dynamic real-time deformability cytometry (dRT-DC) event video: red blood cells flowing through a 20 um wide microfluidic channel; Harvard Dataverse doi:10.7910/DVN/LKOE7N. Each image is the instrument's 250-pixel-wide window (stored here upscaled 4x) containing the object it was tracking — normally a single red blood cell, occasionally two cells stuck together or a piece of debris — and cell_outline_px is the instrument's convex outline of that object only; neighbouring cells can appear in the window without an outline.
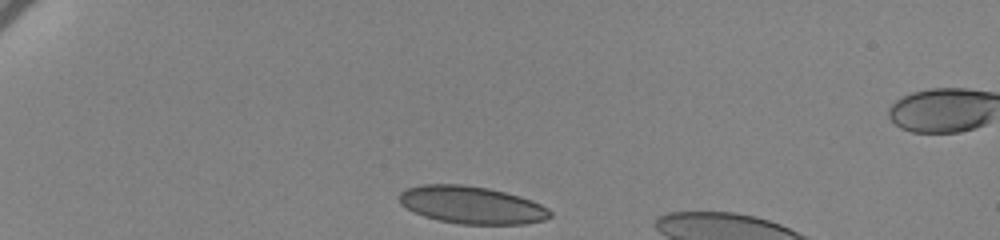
{"species": "human", "species_latin": "Homo sapiens", "temperature_condition": "cold", "stored_images_in_passage": 38, "camera_frame_rate_fps": 3000, "um_per_image_px": 0.085, "donor": {"sex": "female"}, "frame": {"image": 1, "passage_image": 1, "time_ms": 0.0, "image_size_px": [1000, 240], "cell_outline_px": [[552, 216], [544, 220], [524, 224], [460, 224], [436, 220], [424, 216], [400, 204], [400, 192], [408, 188], [424, 184], [460, 184], [488, 188], [520, 196], [532, 200], [548, 208], [552, 212]], "centroid_in_image_um": [40.12, 17.43], "position_along_channel_um": 44.9, "area_um2": 32.89}}
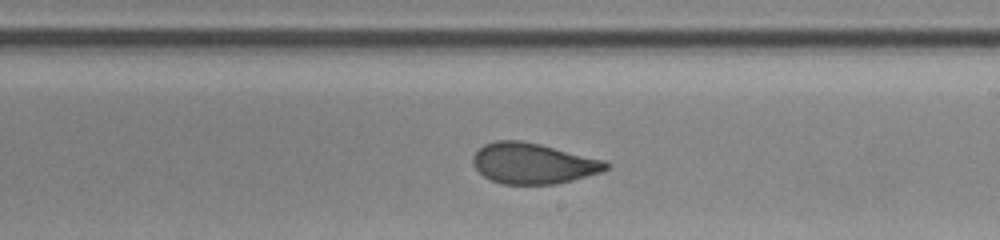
{"frame": {"image": 2, "passage_image": 23, "time_ms": 7.333, "image_size_px": [1000, 240], "cell_outline_px": [[608, 168], [604, 172], [556, 184], [500, 184], [484, 176], [472, 164], [472, 156], [484, 144], [496, 140], [520, 140], [540, 144], [604, 160], [608, 164]], "centroid_in_image_um": [45.31, 13.89], "position_along_channel_um": 243.7, "area_um2": 31.56}}
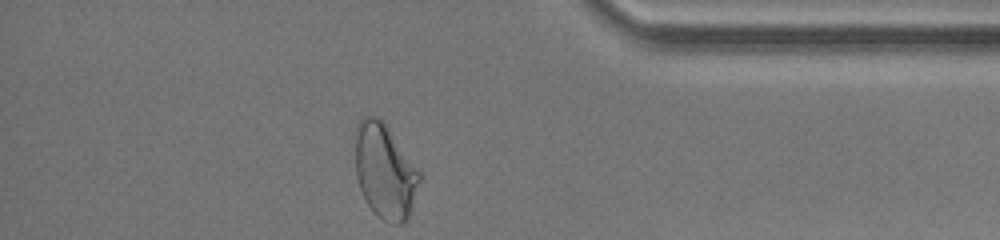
{"frame": {"image": 3, "passage_image": 38, "time_ms": 12.333, "image_size_px": [1000, 240], "cell_outline_px": [[420, 180], [408, 220], [400, 224], [392, 224], [376, 216], [368, 204], [360, 188], [356, 176], [352, 136], [356, 124], [364, 116], [376, 116], [384, 120], [420, 172]], "centroid_in_image_um": [32.66, 14.5], "position_along_channel_um": 402.5, "area_um2": 36.24}, "authors_computed_cell_mechanics": {"area_um2": 32.5703, "velocity_mm_per_s": 3.4477, "shape_relaxation_time_tau1_ms": 6.9812, "shape_relaxation_time_tau2_ms": 0.9694, "deformation_change_tau1": 0.1685, "deformation_change_tau2": 0.0573}}